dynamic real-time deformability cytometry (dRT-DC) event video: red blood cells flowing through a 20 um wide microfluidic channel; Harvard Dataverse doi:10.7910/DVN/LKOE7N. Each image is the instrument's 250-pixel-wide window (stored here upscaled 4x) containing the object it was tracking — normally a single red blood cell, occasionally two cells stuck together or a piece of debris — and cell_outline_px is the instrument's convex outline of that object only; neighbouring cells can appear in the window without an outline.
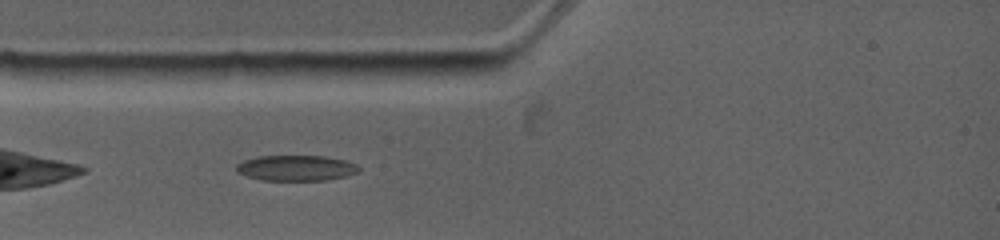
{"species": "common noctule bat (a hibernating species)", "species_latin": "Nyctalus noctula", "temperature_condition": "warm", "stored_images_in_passage": 3, "camera_frame_rate_fps": 4500, "um_per_image_px": 0.085, "animal": {"sex": "female", "body_mass_g": 19.0, "forearm_length_mm": 53.3}, "frame": {"image": 1, "passage_image": 2, "time_ms": 0.889, "image_size_px": [1000, 240], "cell_outline_px": [[360, 172], [348, 176], [324, 180], [260, 180], [236, 172], [236, 164], [244, 160], [256, 156], [324, 156], [344, 160], [356, 164], [360, 168]], "centroid_in_image_um": [25.17, 14.28], "position_along_channel_um": 59.8, "area_um2": 18.32}}
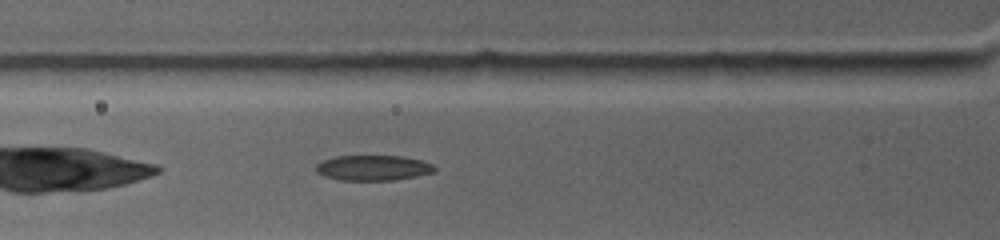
{"frame": {"image": 2, "passage_image": 3, "time_ms": 1.778, "image_size_px": [1000, 240], "cell_outline_px": [[436, 172], [396, 180], [340, 180], [324, 176], [316, 172], [316, 164], [320, 160], [336, 156], [404, 156], [420, 160], [432, 164], [436, 168]], "centroid_in_image_um": [31.7, 14.26], "position_along_channel_um": 94.1, "area_um2": 17.63}}